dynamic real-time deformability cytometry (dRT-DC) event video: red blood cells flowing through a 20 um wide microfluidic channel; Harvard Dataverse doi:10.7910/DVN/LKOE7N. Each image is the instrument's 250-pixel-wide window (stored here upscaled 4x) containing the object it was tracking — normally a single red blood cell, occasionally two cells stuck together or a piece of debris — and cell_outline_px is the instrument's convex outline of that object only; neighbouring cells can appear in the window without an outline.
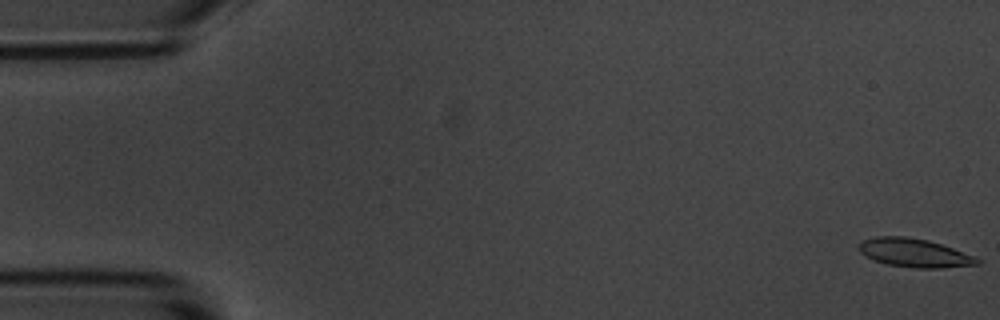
{"species": "common noctule bat (a hibernating species)", "species_latin": "Nyctalus noctula", "temperature_condition": "room temperature", "stored_images_in_passage": 8, "camera_frame_rate_fps": 3000, "um_per_image_px": 0.085, "animal": {"sex": "male", "body_mass_g": 20.1, "forearm_length_mm": 53.5}, "frame": {"image": 1, "passage_image": 1, "time_ms": 0.0, "image_size_px": [1000, 320], "cell_outline_px": [[980, 264], [940, 268], [916, 268], [888, 264], [864, 256], [860, 252], [856, 244], [860, 240], [876, 236], [904, 236], [928, 240], [952, 248], [972, 256], [980, 260]], "centroid_in_image_um": [77.64, 21.48], "position_along_channel_um": 7.4, "area_um2": 19.59}}